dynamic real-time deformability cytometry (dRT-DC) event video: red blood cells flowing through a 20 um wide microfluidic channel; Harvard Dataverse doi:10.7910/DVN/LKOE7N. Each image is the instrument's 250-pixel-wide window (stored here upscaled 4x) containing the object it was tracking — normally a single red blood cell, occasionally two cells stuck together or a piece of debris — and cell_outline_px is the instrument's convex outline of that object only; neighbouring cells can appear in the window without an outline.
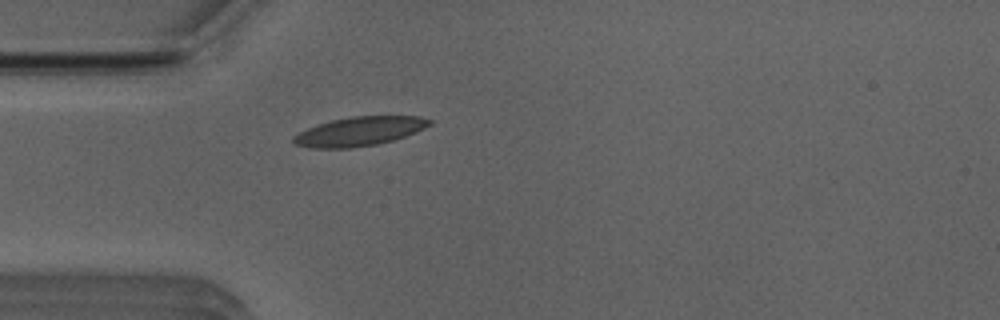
{"species": "Egyptian fruit bat (a non-hibernating species)", "species_latin": "Rousettus aegyptiacus", "temperature_condition": "room temperature", "stored_images_in_passage": 35, "camera_frame_rate_fps": 3000, "um_per_image_px": 0.085, "animal": {"sex": "male"}, "frame": {"image": 1, "passage_image": 1, "time_ms": 0.0, "image_size_px": [1000, 320], "cell_outline_px": [[432, 124], [424, 128], [404, 136], [392, 140], [376, 144], [352, 148], [312, 148], [296, 144], [292, 140], [292, 136], [308, 128], [332, 120], [352, 116], [420, 116], [432, 120]], "centroid_in_image_um": [30.55, 11.16], "position_along_channel_um": 54.4, "area_um2": 22.77}}
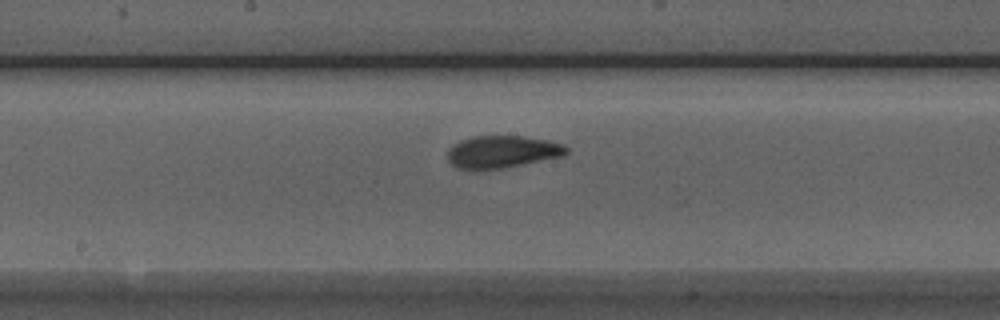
{"frame": {"image": 2, "passage_image": 13, "time_ms": 4.0, "image_size_px": [1000, 320], "cell_outline_px": [[568, 152], [564, 156], [504, 168], [460, 168], [452, 164], [448, 160], [448, 148], [452, 144], [460, 140], [472, 136], [524, 136], [548, 140], [564, 144], [568, 148]], "centroid_in_image_um": [42.72, 12.88], "position_along_channel_um": 205.5, "area_um2": 22.31}}
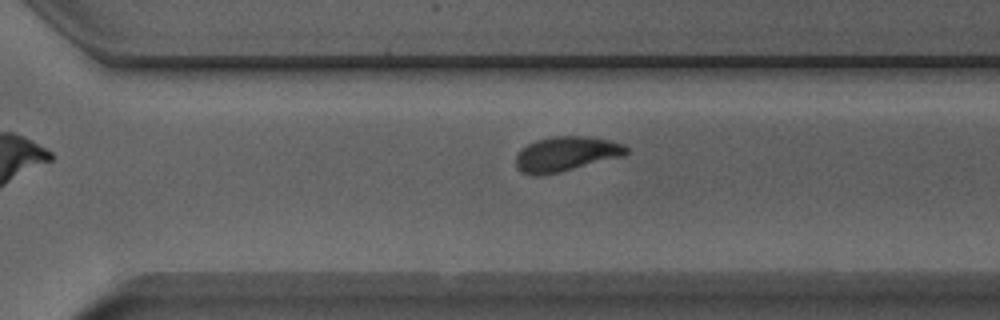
{"frame": {"image": 3, "passage_image": 22, "time_ms": 7.0, "image_size_px": [1000, 320], "cell_outline_px": [[628, 152], [624, 156], [560, 172], [540, 176], [532, 176], [524, 172], [516, 164], [516, 156], [528, 144], [536, 140], [552, 136], [584, 136], [608, 140], [624, 144], [628, 148]], "centroid_in_image_um": [48.15, 13.09], "position_along_channel_um": 322.5, "area_um2": 22.2}, "authors_computed_cell_mechanics": {"area_um2": 22.1952, "velocity_mm_per_s": 3.9054, "shape_relaxation_time_tau1_ms": 5.4667, "shape_relaxation_time_tau2_ms": 1.2624, "deformation_change_tau1": 0.1694, "deformation_change_tau2": 0.0548}}